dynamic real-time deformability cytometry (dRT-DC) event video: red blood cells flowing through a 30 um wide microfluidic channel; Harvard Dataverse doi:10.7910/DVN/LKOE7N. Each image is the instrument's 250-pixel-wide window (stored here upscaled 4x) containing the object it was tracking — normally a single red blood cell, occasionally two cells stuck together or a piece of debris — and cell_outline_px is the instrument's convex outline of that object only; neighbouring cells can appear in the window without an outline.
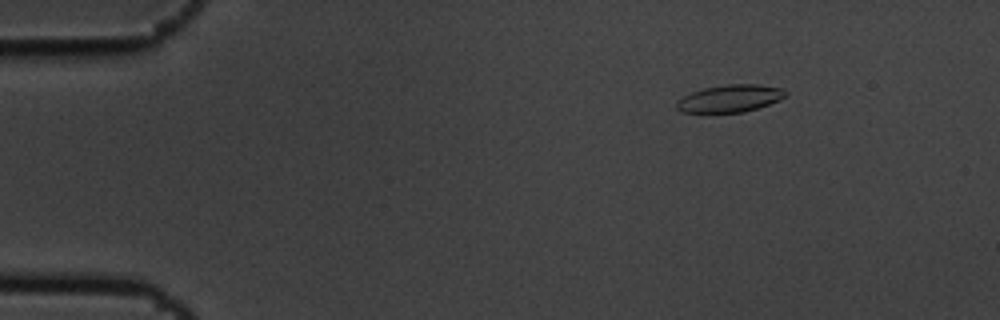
{"species": "common noctule bat (a hibernating species)", "species_latin": "Nyctalus noctula", "temperature_condition": "cold", "stored_images_in_passage": 9, "camera_frame_rate_fps": 3000, "um_per_image_px": 0.085, "animal": {"sex": "male", "body_mass_g": 19.5, "forearm_length_mm": 54.6}, "frame": {"image": 1, "passage_image": 1, "time_ms": 0.0, "image_size_px": [1000, 320], "cell_outline_px": [[788, 92], [780, 100], [744, 112], [680, 112], [676, 108], [676, 100], [692, 92], [704, 88], [728, 84], [756, 84], [784, 88]], "centroid_in_image_um": [62.05, 8.36], "position_along_channel_um": 23.0, "area_um2": 17.28}}
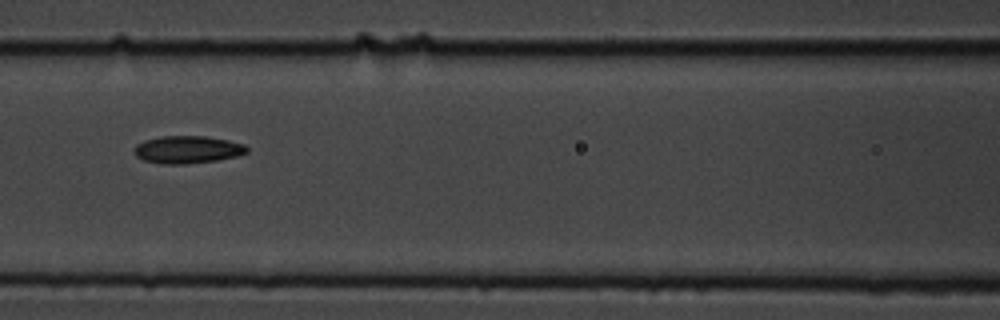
{"frame": {"image": 2, "passage_image": 6, "time_ms": 1.667, "image_size_px": [1000, 320], "cell_outline_px": [[248, 152], [236, 156], [216, 160], [184, 164], [160, 164], [144, 160], [136, 156], [136, 144], [144, 140], [160, 136], [204, 136], [228, 140], [244, 144], [248, 148]], "centroid_in_image_um": [15.94, 12.71], "position_along_channel_um": 150.7, "area_um2": 17.98}}
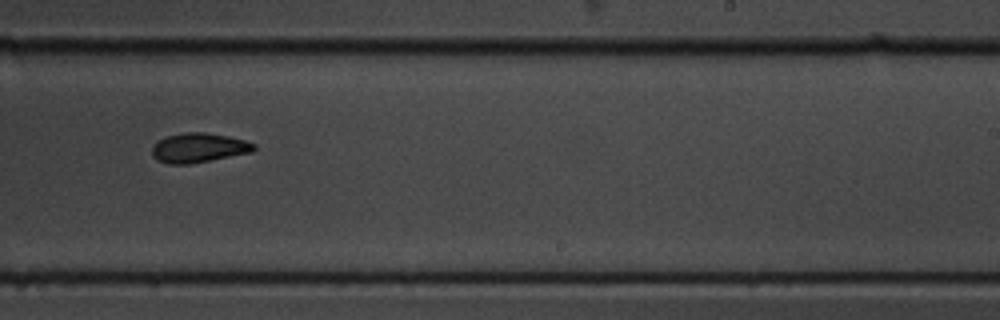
{"frame": {"image": 3, "passage_image": 9, "time_ms": 2.667, "image_size_px": [1000, 320], "cell_outline_px": [[256, 148], [252, 152], [188, 164], [168, 164], [156, 160], [152, 156], [152, 148], [164, 136], [188, 132], [204, 132], [228, 136], [244, 140], [256, 144]], "centroid_in_image_um": [16.88, 12.56], "position_along_channel_um": 272.1, "area_um2": 17.4}}